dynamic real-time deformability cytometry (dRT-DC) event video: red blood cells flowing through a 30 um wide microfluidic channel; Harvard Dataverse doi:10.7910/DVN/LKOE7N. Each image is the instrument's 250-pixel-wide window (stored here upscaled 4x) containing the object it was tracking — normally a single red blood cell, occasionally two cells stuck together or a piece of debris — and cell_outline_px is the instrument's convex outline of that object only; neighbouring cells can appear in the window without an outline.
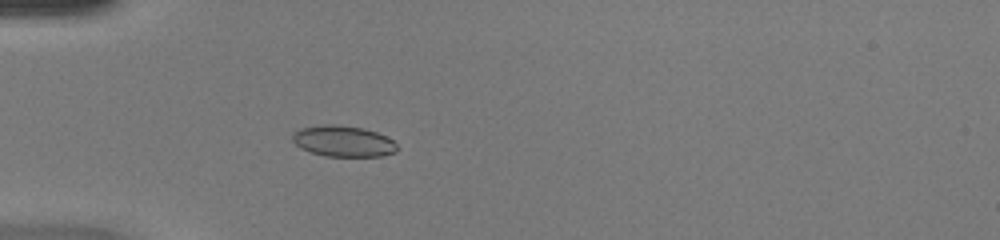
{"species": "common noctule bat (a hibernating species)", "species_latin": "Nyctalus noctula", "temperature_condition": "warm", "stored_images_in_passage": 49, "camera_frame_rate_fps": 3000, "um_per_image_px": 0.085, "animal": {"sex": "female", "body_mass_g": 20.0, "forearm_length_mm": 54.0}, "frame": {"image": 1, "passage_image": 16, "time_ms": 5.0, "image_size_px": [1000, 240], "cell_outline_px": [[400, 148], [396, 152], [380, 156], [324, 156], [300, 148], [292, 140], [292, 132], [300, 128], [324, 124], [336, 124], [364, 128], [376, 132], [392, 140]], "centroid_in_image_um": [29.16, 11.99], "position_along_channel_um": 55.8, "area_um2": 19.02}}
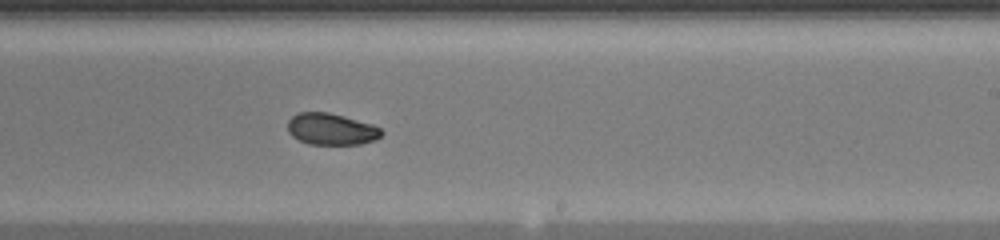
{"frame": {"image": 2, "passage_image": 31, "time_ms": 10.0, "image_size_px": [1000, 240], "cell_outline_px": [[384, 132], [376, 140], [360, 144], [308, 144], [292, 136], [288, 132], [288, 120], [292, 116], [300, 112], [328, 112], [344, 116], [372, 124], [380, 128]], "centroid_in_image_um": [28.16, 10.97], "position_along_channel_um": 260.8, "area_um2": 17.28}}
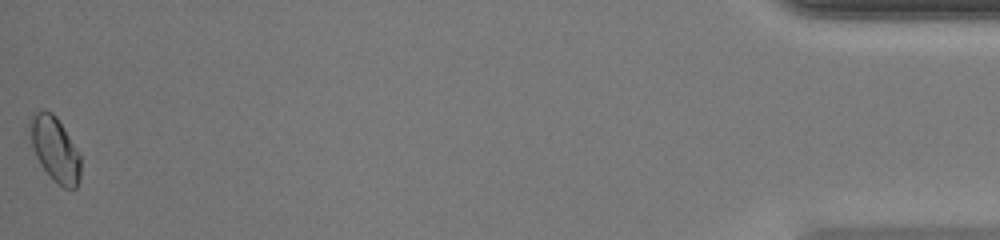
{"frame": {"image": 3, "passage_image": 49, "time_ms": 16.0, "image_size_px": [1000, 240], "cell_outline_px": [[80, 180], [76, 188], [64, 188], [40, 164], [36, 156], [32, 144], [28, 128], [28, 120], [32, 112], [52, 112], [56, 116], [64, 128], [80, 156]], "centroid_in_image_um": [4.65, 12.64], "position_along_channel_um": 430.6, "area_um2": 18.73}, "authors_computed_cell_mechanics": {"area_um2": 18.3226, "velocity_mm_per_s": 4.3202, "shape_relaxation_time_tau1_ms": null, "shape_relaxation_time_tau2_ms": 1.8089, "deformation_change_tau1": null, "deformation_change_tau2": 0.0441}}